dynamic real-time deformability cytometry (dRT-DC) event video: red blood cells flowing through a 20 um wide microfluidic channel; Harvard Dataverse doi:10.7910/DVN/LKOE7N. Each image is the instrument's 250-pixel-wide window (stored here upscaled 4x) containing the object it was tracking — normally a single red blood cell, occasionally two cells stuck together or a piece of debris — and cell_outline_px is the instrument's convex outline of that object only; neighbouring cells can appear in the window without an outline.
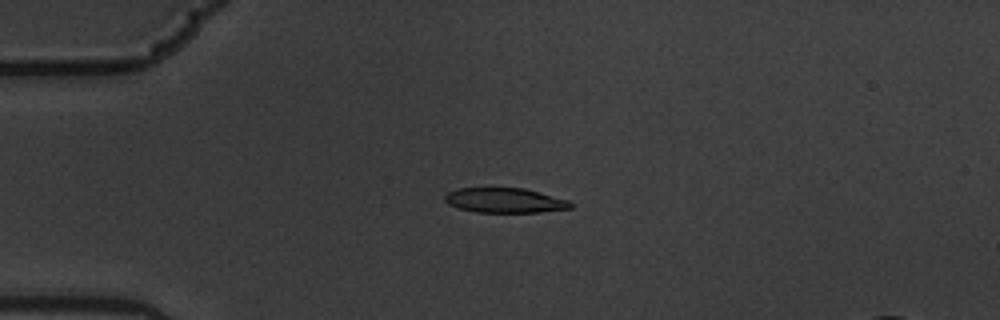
{"species": "common noctule bat (a hibernating species)", "species_latin": "Nyctalus noctula", "temperature_condition": "warm", "stored_images_in_passage": 6, "camera_frame_rate_fps": 3000, "um_per_image_px": 0.085, "animal": {"sex": "male", "body_mass_g": 19.5, "forearm_length_mm": 54.6}, "frame": {"image": 1, "passage_image": 5, "time_ms": 1.333, "image_size_px": [1000, 320], "cell_outline_px": [[572, 208], [540, 212], [476, 212], [460, 208], [448, 204], [444, 200], [444, 196], [448, 192], [456, 188], [524, 188], [540, 192], [568, 200], [572, 204]], "centroid_in_image_um": [42.9, 17.03], "position_along_channel_um": 42.1, "area_um2": 18.15}}